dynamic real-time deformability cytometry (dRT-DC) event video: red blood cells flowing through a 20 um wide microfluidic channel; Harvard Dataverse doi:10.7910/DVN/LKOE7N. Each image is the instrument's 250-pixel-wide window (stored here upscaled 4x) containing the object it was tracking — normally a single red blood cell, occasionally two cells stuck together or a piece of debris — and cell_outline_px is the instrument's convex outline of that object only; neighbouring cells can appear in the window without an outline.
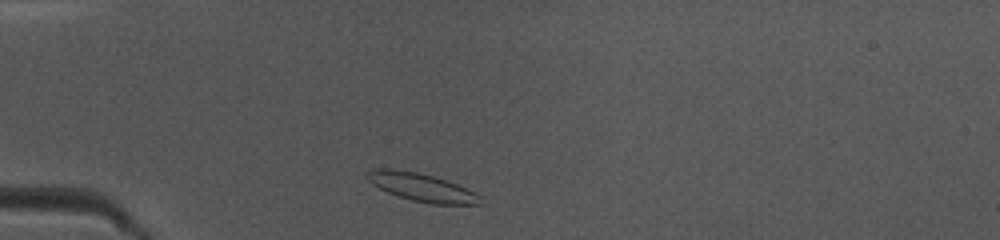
{"species": "common noctule bat (a hibernating species)", "species_latin": "Nyctalus noctula", "temperature_condition": "warm", "stored_images_in_passage": 37, "camera_frame_rate_fps": 3000, "um_per_image_px": 0.085, "animal": {"sex": "female", "body_mass_g": 10.0, "forearm_length_mm": 53.1}, "frame": {"image": 1, "passage_image": 2, "time_ms": 0.333, "image_size_px": [1000, 240], "cell_outline_px": [[484, 204], [432, 204], [412, 200], [388, 192], [372, 184], [368, 180], [368, 172], [376, 168], [392, 168], [416, 172], [432, 176], [456, 184], [476, 192], [480, 196]], "centroid_in_image_um": [35.87, 15.92], "position_along_channel_um": 49.1, "area_um2": 18.21}}
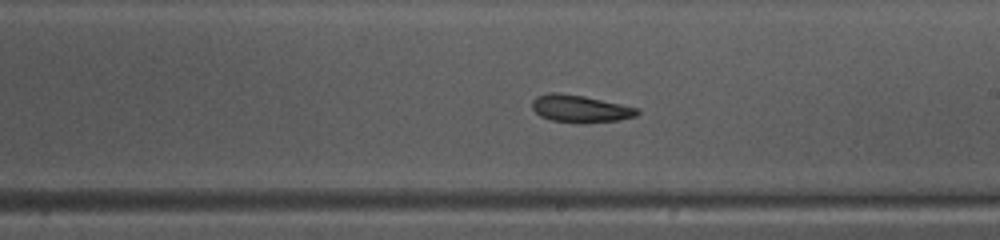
{"frame": {"image": 2, "passage_image": 17, "time_ms": 5.333, "image_size_px": [1000, 240], "cell_outline_px": [[640, 112], [636, 116], [620, 120], [584, 124], [580, 124], [552, 120], [540, 116], [532, 108], [532, 100], [536, 96], [548, 92], [560, 92], [584, 96], [640, 108]], "centroid_in_image_um": [49.33, 9.24], "position_along_channel_um": 239.7, "area_um2": 17.11}}
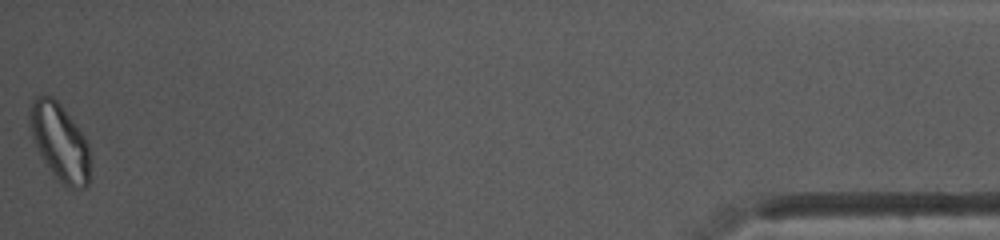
{"frame": {"image": 3, "passage_image": 37, "time_ms": 12.0, "image_size_px": [1000, 240], "cell_outline_px": [[88, 184], [84, 188], [68, 188], [52, 172], [40, 156], [32, 136], [28, 124], [28, 116], [32, 100], [36, 96], [52, 96], [60, 104], [80, 128], [88, 144]], "centroid_in_image_um": [5.05, 12.03], "position_along_channel_um": 430.2, "area_um2": 26.88}, "authors_computed_cell_mechanics": {"area_um2": 17.34, "velocity_mm_per_s": 4.134, "shape_relaxation_time_tau1_ms": 9.1321, "shape_relaxation_time_tau2_ms": 3.1457, "deformation_change_tau1": 0.1939, "deformation_change_tau2": 0.1102}}